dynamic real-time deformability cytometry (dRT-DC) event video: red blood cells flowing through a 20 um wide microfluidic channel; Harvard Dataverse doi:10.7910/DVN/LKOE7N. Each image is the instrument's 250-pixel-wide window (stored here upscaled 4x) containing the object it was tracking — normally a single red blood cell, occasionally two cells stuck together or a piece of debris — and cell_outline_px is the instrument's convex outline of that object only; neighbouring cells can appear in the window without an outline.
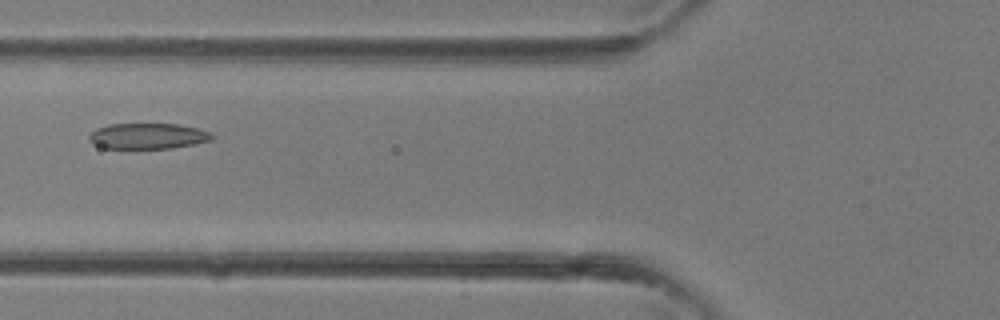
{"species": "common noctule bat (a hibernating species)", "species_latin": "Nyctalus noctula", "temperature_condition": "room temperature", "stored_images_in_passage": 2, "camera_frame_rate_fps": 3000, "um_per_image_px": 0.085, "animal": {"sex": "female"}, "frame": {"image": 1, "passage_image": 2, "time_ms": 0.333, "image_size_px": [1000, 320], "cell_outline_px": [[212, 140], [172, 148], [100, 148], [92, 144], [88, 140], [88, 136], [96, 128], [108, 124], [180, 124], [200, 128], [212, 132]], "centroid_in_image_um": [12.54, 11.56], "position_along_channel_um": 113.3, "area_um2": 18.61}}